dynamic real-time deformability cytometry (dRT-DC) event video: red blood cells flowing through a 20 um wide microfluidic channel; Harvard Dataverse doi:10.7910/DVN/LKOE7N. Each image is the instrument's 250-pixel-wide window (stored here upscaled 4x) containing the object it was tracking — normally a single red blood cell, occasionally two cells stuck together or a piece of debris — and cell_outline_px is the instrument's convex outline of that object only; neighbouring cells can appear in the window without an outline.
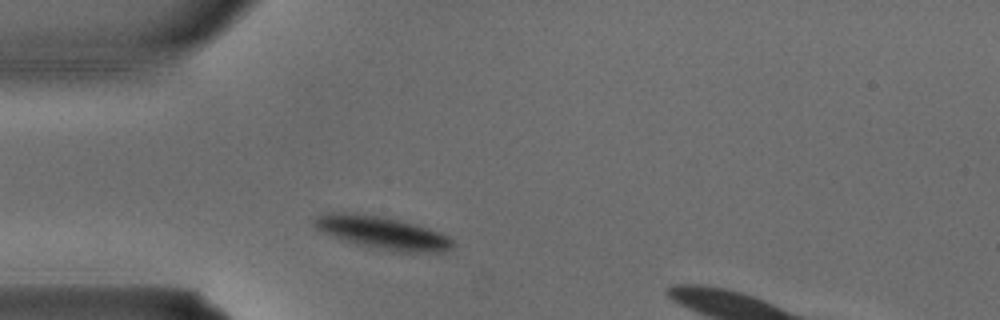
{"species": "common noctule bat (a hibernating species)", "species_latin": "Nyctalus noctula", "temperature_condition": "warm", "stored_images_in_passage": 2, "segment_of_instrument_passage": [1, 2], "camera_frame_rate_fps": 3000, "um_per_image_px": 0.085, "animal": {"sex": "male", "body_mass_g": 15.6}, "frame": {"image": 1, "passage_image": 1, "time_ms": 0.0, "image_size_px": [1000, 320], "cell_outline_px": [[456, 244], [452, 248], [444, 252], [392, 252], [344, 240], [332, 236], [316, 228], [312, 224], [312, 220], [316, 216], [324, 212], [344, 212], [376, 216], [396, 220], [428, 228], [440, 232], [448, 236]], "centroid_in_image_um": [32.5, 19.79], "position_along_channel_um": 52.5, "area_um2": 26.13}}